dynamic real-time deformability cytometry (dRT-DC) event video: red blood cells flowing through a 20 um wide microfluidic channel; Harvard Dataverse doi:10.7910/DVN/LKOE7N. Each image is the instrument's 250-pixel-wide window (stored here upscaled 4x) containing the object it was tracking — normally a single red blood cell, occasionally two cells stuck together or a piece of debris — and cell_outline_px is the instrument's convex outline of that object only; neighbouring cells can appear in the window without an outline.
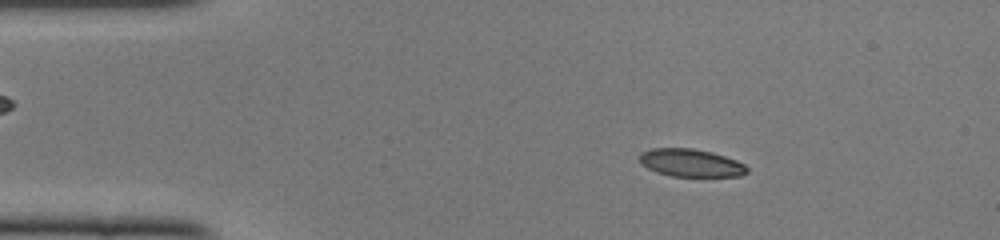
{"species": "common noctule bat (a hibernating species)", "species_latin": "Nyctalus noctula", "temperature_condition": "cold", "stored_images_in_passage": 48, "camera_frame_rate_fps": 3000, "um_per_image_px": 0.085, "animal": {"sex": "female", "body_mass_g": 22.0, "forearm_length_mm": 56.7}, "frame": {"image": 1, "passage_image": 7, "time_ms": 2.0, "image_size_px": [1000, 240], "cell_outline_px": [[748, 172], [740, 176], [672, 176], [656, 172], [640, 164], [640, 152], [652, 148], [692, 148], [712, 152], [736, 160], [744, 164], [748, 168]], "centroid_in_image_um": [58.71, 13.84], "position_along_channel_um": 26.3, "area_um2": 17.4}}
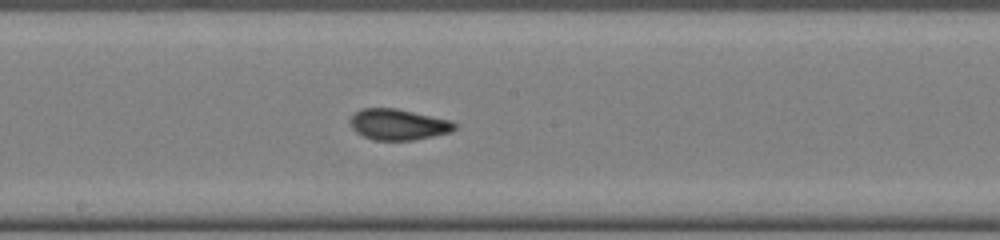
{"frame": {"image": 2, "passage_image": 25, "time_ms": 8.0, "image_size_px": [1000, 240], "cell_outline_px": [[456, 128], [452, 132], [416, 140], [372, 140], [356, 132], [352, 128], [348, 120], [360, 108], [396, 108], [452, 120], [456, 124]], "centroid_in_image_um": [33.86, 10.58], "position_along_channel_um": 214.3, "area_um2": 19.07}}
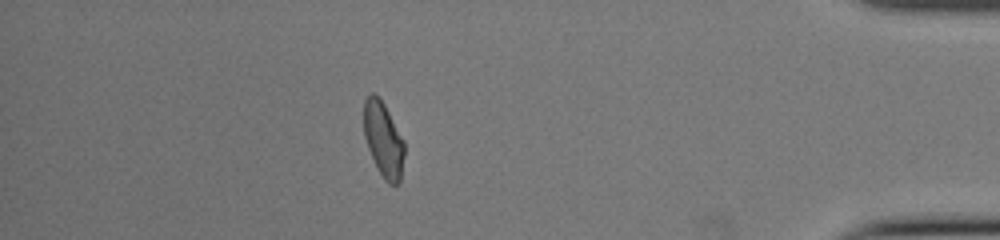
{"frame": {"image": 3, "passage_image": 42, "time_ms": 13.667, "image_size_px": [1000, 240], "cell_outline_px": [[404, 156], [400, 184], [388, 184], [384, 180], [368, 148], [364, 136], [364, 100], [372, 92], [384, 104], [404, 140]], "centroid_in_image_um": [32.6, 11.89], "position_along_channel_um": 402.6, "area_um2": 17.51}, "authors_computed_cell_mechanics": {"area_um2": 18.1781, "velocity_mm_per_s": 4.1112, "shape_relaxation_time_tau1_ms": 5.0317, "shape_relaxation_time_tau2_ms": 0.8864, "deformation_change_tau1": 0.1374, "deformation_change_tau2": 0.0511}}